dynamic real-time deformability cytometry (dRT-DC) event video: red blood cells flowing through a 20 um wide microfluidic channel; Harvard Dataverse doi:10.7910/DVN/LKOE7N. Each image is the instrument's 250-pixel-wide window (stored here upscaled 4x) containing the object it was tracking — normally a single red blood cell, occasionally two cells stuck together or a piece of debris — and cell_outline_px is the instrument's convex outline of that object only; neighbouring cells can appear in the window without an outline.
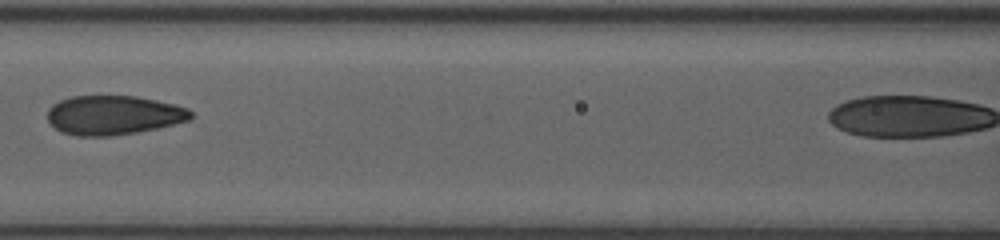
{"species": "human", "species_latin": "Homo sapiens", "temperature_condition": "room temperature", "stored_images_in_passage": 24, "camera_frame_rate_fps": 3000, "um_per_image_px": 0.085, "donor": {"sex": "female"}, "frame": {"image": 1, "passage_image": 17, "time_ms": 6.667, "image_size_px": [1000, 240], "cell_outline_px": [[192, 116], [188, 120], [156, 128], [136, 132], [108, 136], [76, 136], [60, 132], [48, 120], [48, 108], [52, 104], [60, 100], [72, 96], [136, 96], [176, 104], [188, 108], [192, 112]], "centroid_in_image_um": [9.63, 9.78], "position_along_channel_um": 157.0, "area_um2": 32.71}}
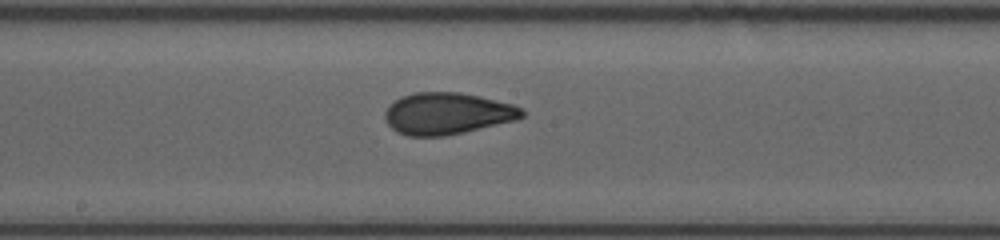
{"frame": {"image": 2, "passage_image": 19, "time_ms": 8.0, "image_size_px": [1000, 240], "cell_outline_px": [[524, 116], [516, 120], [464, 132], [444, 136], [408, 136], [396, 132], [384, 120], [384, 112], [388, 104], [404, 96], [416, 92], [460, 92], [480, 96], [512, 104], [524, 108]], "centroid_in_image_um": [38.0, 9.65], "position_along_channel_um": 210.2, "area_um2": 33.47}}
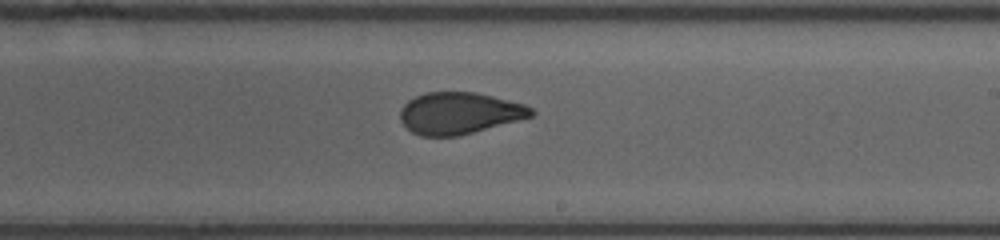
{"frame": {"image": 3, "passage_image": 21, "time_ms": 9.0, "image_size_px": [1000, 240], "cell_outline_px": [[536, 112], [532, 116], [460, 136], [420, 136], [412, 132], [400, 120], [400, 108], [408, 100], [424, 92], [476, 92], [524, 104], [532, 108]], "centroid_in_image_um": [39.02, 9.62], "position_along_channel_um": 250.0, "area_um2": 31.85}}